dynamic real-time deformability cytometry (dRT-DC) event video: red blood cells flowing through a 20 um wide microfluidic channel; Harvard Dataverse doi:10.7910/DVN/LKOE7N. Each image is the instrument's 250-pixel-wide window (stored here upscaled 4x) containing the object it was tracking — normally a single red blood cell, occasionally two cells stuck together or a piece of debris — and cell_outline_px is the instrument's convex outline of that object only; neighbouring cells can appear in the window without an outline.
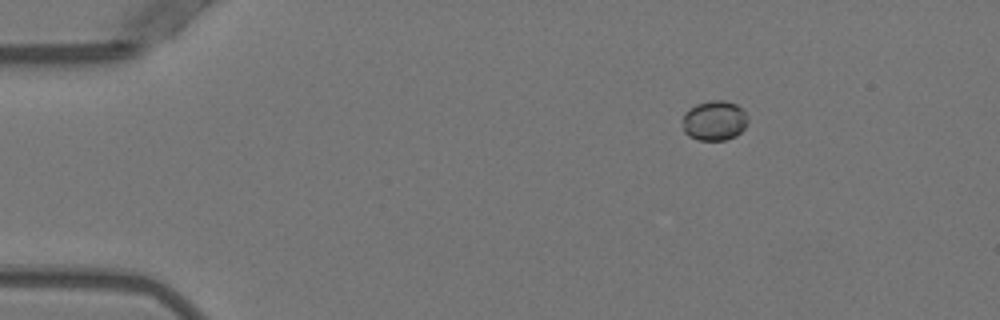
{"species": "Egyptian fruit bat (a non-hibernating species)", "species_latin": "Rousettus aegyptiacus", "temperature_condition": "warm", "stored_images_in_passage": 53, "camera_frame_rate_fps": 3000, "um_per_image_px": 0.085, "animal": {"sex": "female"}, "frame": {"image": 1, "passage_image": 9, "time_ms": 2.667, "image_size_px": [1000, 320], "cell_outline_px": [[748, 120], [744, 128], [736, 136], [724, 140], [700, 140], [688, 136], [684, 132], [684, 112], [696, 104], [712, 100], [724, 100], [736, 104], [748, 116]], "centroid_in_image_um": [60.73, 10.25], "position_along_channel_um": 24.3, "area_um2": 15.09}}
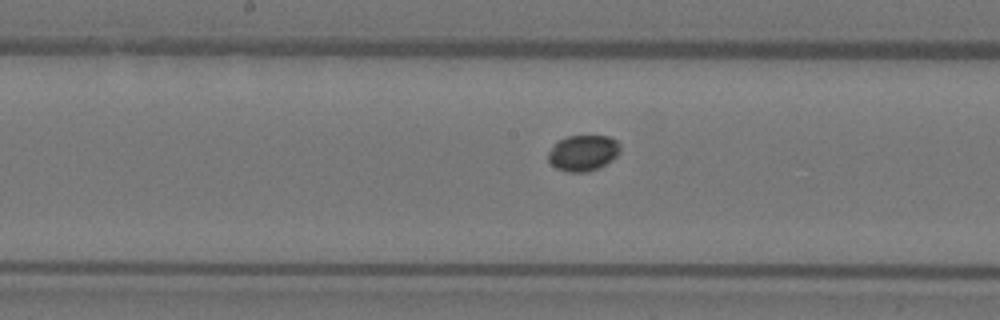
{"frame": {"image": 2, "passage_image": 28, "time_ms": 9.0, "image_size_px": [1000, 320], "cell_outline_px": [[620, 152], [616, 156], [600, 168], [588, 172], [568, 172], [556, 168], [548, 160], [548, 152], [560, 140], [568, 136], [608, 136], [616, 140], [620, 144]], "centroid_in_image_um": [49.58, 13.01], "position_along_channel_um": 198.6, "area_um2": 14.97}}
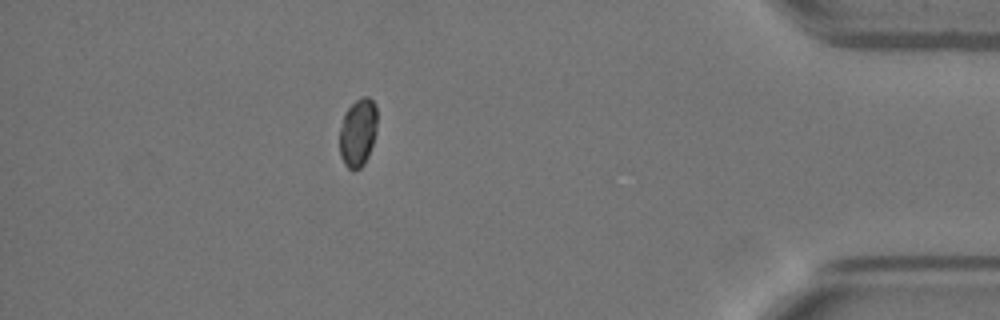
{"frame": {"image": 3, "passage_image": 47, "time_ms": 15.333, "image_size_px": [1000, 320], "cell_outline_px": [[376, 132], [368, 156], [364, 164], [360, 168], [352, 172], [344, 164], [340, 156], [340, 128], [344, 112], [356, 100], [364, 96], [368, 96], [376, 104]], "centroid_in_image_um": [30.41, 11.28], "position_along_channel_um": 404.8, "area_um2": 15.03}}